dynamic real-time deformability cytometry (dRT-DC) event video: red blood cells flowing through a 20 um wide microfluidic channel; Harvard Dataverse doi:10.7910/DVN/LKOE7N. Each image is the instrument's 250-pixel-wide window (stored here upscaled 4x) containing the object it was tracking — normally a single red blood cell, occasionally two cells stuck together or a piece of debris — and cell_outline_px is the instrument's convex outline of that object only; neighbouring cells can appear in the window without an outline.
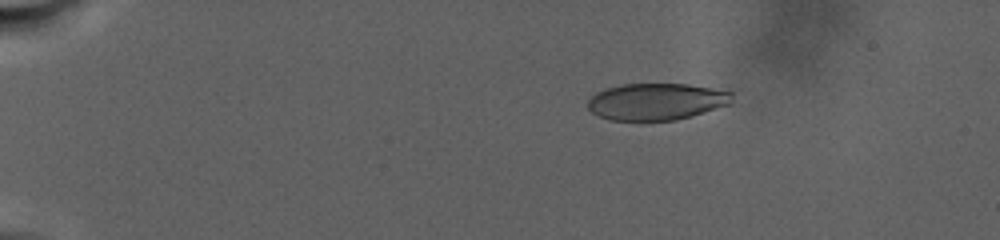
{"species": "human", "species_latin": "Homo sapiens", "temperature_condition": "warm", "stored_images_in_passage": 99, "camera_frame_rate_fps": 3000, "um_per_image_px": 0.085, "donor": {"sex": "male"}, "frame": {"image": 1, "passage_image": 18, "time_ms": 6.333, "image_size_px": [1000, 240], "cell_outline_px": [[732, 104], [676, 120], [612, 120], [600, 116], [592, 112], [588, 108], [588, 100], [596, 92], [604, 88], [624, 84], [688, 84], [712, 88], [732, 92]], "centroid_in_image_um": [55.8, 8.63], "position_along_channel_um": 29.2, "area_um2": 30.87}}
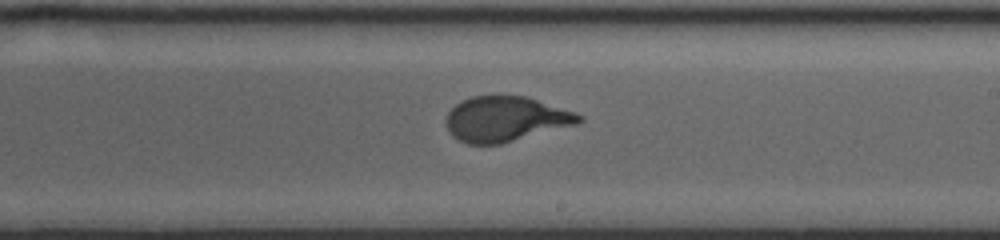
{"frame": {"image": 2, "passage_image": 63, "time_ms": 20.667, "image_size_px": [1000, 240], "cell_outline_px": [[584, 120], [576, 124], [500, 144], [468, 144], [452, 136], [444, 120], [448, 112], [460, 100], [472, 96], [524, 96], [584, 116]], "centroid_in_image_um": [42.92, 10.12], "position_along_channel_um": 246.1, "area_um2": 34.45}}
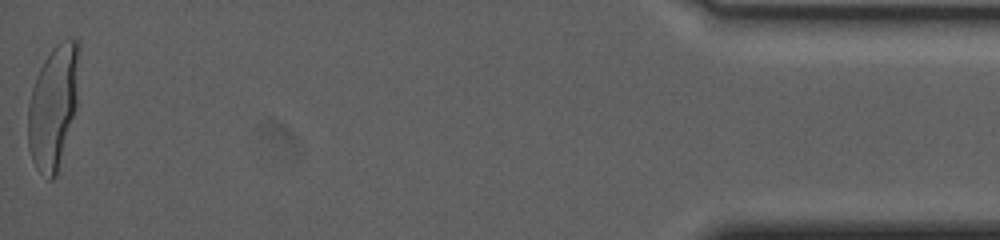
{"frame": {"image": 3, "passage_image": 99, "time_ms": 32.333, "image_size_px": [1000, 240], "cell_outline_px": [[80, 44], [76, 108], [56, 176], [52, 180], [48, 180], [36, 168], [32, 160], [28, 144], [28, 104], [32, 88], [36, 76], [44, 60], [52, 48], [60, 40], [68, 36], [72, 36]], "centroid_in_image_um": [4.53, 9.01], "position_along_channel_um": 430.7, "area_um2": 36.99}, "authors_computed_cell_mechanics": {"area_um2": 34.6222, "velocity_mm_per_s": 2.2483, "shape_relaxation_time_tau1_ms": 8.468, "shape_relaxation_time_tau2_ms": null, "deformation_change_tau1": 0.2721, "deformation_change_tau2": null}}